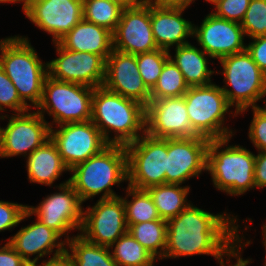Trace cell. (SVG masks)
<instances>
[{"label": "cell", "mask_w": 266, "mask_h": 266, "mask_svg": "<svg viewBox=\"0 0 266 266\" xmlns=\"http://www.w3.org/2000/svg\"><path fill=\"white\" fill-rule=\"evenodd\" d=\"M253 118L249 126L248 138L257 151H266V111L259 107H252Z\"/></svg>", "instance_id": "cell-38"}, {"label": "cell", "mask_w": 266, "mask_h": 266, "mask_svg": "<svg viewBox=\"0 0 266 266\" xmlns=\"http://www.w3.org/2000/svg\"><path fill=\"white\" fill-rule=\"evenodd\" d=\"M261 233H262L261 235L263 236L262 238L263 247H265V250H266V223L263 225ZM264 266H266V258H265Z\"/></svg>", "instance_id": "cell-46"}, {"label": "cell", "mask_w": 266, "mask_h": 266, "mask_svg": "<svg viewBox=\"0 0 266 266\" xmlns=\"http://www.w3.org/2000/svg\"><path fill=\"white\" fill-rule=\"evenodd\" d=\"M174 51V56L169 51V58L182 72L189 87L211 84L212 75L219 74L208 67L210 56L203 49L191 45L190 42L175 47Z\"/></svg>", "instance_id": "cell-25"}, {"label": "cell", "mask_w": 266, "mask_h": 266, "mask_svg": "<svg viewBox=\"0 0 266 266\" xmlns=\"http://www.w3.org/2000/svg\"><path fill=\"white\" fill-rule=\"evenodd\" d=\"M26 36L0 39V67L12 81L21 100L36 109L43 95L48 62H42ZM29 101V104H28Z\"/></svg>", "instance_id": "cell-3"}, {"label": "cell", "mask_w": 266, "mask_h": 266, "mask_svg": "<svg viewBox=\"0 0 266 266\" xmlns=\"http://www.w3.org/2000/svg\"><path fill=\"white\" fill-rule=\"evenodd\" d=\"M158 7L184 8L187 9L194 0H148Z\"/></svg>", "instance_id": "cell-44"}, {"label": "cell", "mask_w": 266, "mask_h": 266, "mask_svg": "<svg viewBox=\"0 0 266 266\" xmlns=\"http://www.w3.org/2000/svg\"><path fill=\"white\" fill-rule=\"evenodd\" d=\"M207 138H167L166 184L185 183L206 172Z\"/></svg>", "instance_id": "cell-18"}, {"label": "cell", "mask_w": 266, "mask_h": 266, "mask_svg": "<svg viewBox=\"0 0 266 266\" xmlns=\"http://www.w3.org/2000/svg\"><path fill=\"white\" fill-rule=\"evenodd\" d=\"M26 168L30 183L46 186H52L63 172L70 171L51 138L27 157Z\"/></svg>", "instance_id": "cell-24"}, {"label": "cell", "mask_w": 266, "mask_h": 266, "mask_svg": "<svg viewBox=\"0 0 266 266\" xmlns=\"http://www.w3.org/2000/svg\"><path fill=\"white\" fill-rule=\"evenodd\" d=\"M251 0H219L214 6L215 16L241 24Z\"/></svg>", "instance_id": "cell-37"}, {"label": "cell", "mask_w": 266, "mask_h": 266, "mask_svg": "<svg viewBox=\"0 0 266 266\" xmlns=\"http://www.w3.org/2000/svg\"><path fill=\"white\" fill-rule=\"evenodd\" d=\"M241 27L248 38L266 35V0H251Z\"/></svg>", "instance_id": "cell-34"}, {"label": "cell", "mask_w": 266, "mask_h": 266, "mask_svg": "<svg viewBox=\"0 0 266 266\" xmlns=\"http://www.w3.org/2000/svg\"><path fill=\"white\" fill-rule=\"evenodd\" d=\"M231 138L209 140L206 171L217 190L241 196L255 189V154L243 146L229 145Z\"/></svg>", "instance_id": "cell-5"}, {"label": "cell", "mask_w": 266, "mask_h": 266, "mask_svg": "<svg viewBox=\"0 0 266 266\" xmlns=\"http://www.w3.org/2000/svg\"><path fill=\"white\" fill-rule=\"evenodd\" d=\"M50 138L69 170L110 145L91 120L52 127Z\"/></svg>", "instance_id": "cell-12"}, {"label": "cell", "mask_w": 266, "mask_h": 266, "mask_svg": "<svg viewBox=\"0 0 266 266\" xmlns=\"http://www.w3.org/2000/svg\"><path fill=\"white\" fill-rule=\"evenodd\" d=\"M227 214L210 213L190 203L176 217L167 220L163 259L211 255L222 266L226 256L232 258L237 252L241 228L237 216Z\"/></svg>", "instance_id": "cell-1"}, {"label": "cell", "mask_w": 266, "mask_h": 266, "mask_svg": "<svg viewBox=\"0 0 266 266\" xmlns=\"http://www.w3.org/2000/svg\"><path fill=\"white\" fill-rule=\"evenodd\" d=\"M58 42L65 49L93 53L105 60L113 51V33L85 19L77 23Z\"/></svg>", "instance_id": "cell-23"}, {"label": "cell", "mask_w": 266, "mask_h": 266, "mask_svg": "<svg viewBox=\"0 0 266 266\" xmlns=\"http://www.w3.org/2000/svg\"><path fill=\"white\" fill-rule=\"evenodd\" d=\"M68 179L81 200L119 197L112 186L128 181L127 153L124 145L110 144L99 154L88 158L70 169ZM103 192V193H102Z\"/></svg>", "instance_id": "cell-4"}, {"label": "cell", "mask_w": 266, "mask_h": 266, "mask_svg": "<svg viewBox=\"0 0 266 266\" xmlns=\"http://www.w3.org/2000/svg\"><path fill=\"white\" fill-rule=\"evenodd\" d=\"M265 96H266V93H265ZM261 108L266 111V104H265V107L263 106Z\"/></svg>", "instance_id": "cell-49"}, {"label": "cell", "mask_w": 266, "mask_h": 266, "mask_svg": "<svg viewBox=\"0 0 266 266\" xmlns=\"http://www.w3.org/2000/svg\"><path fill=\"white\" fill-rule=\"evenodd\" d=\"M131 197V200L128 198ZM127 224H137L160 219L152 197L146 189L127 185L126 196L122 197Z\"/></svg>", "instance_id": "cell-30"}, {"label": "cell", "mask_w": 266, "mask_h": 266, "mask_svg": "<svg viewBox=\"0 0 266 266\" xmlns=\"http://www.w3.org/2000/svg\"><path fill=\"white\" fill-rule=\"evenodd\" d=\"M145 133L155 138H204L189 121L184 95L150 100L145 107Z\"/></svg>", "instance_id": "cell-14"}, {"label": "cell", "mask_w": 266, "mask_h": 266, "mask_svg": "<svg viewBox=\"0 0 266 266\" xmlns=\"http://www.w3.org/2000/svg\"><path fill=\"white\" fill-rule=\"evenodd\" d=\"M8 119V124L1 127L0 158L22 155L28 157L34 150L50 139V122L37 111L31 110L4 115L0 119Z\"/></svg>", "instance_id": "cell-11"}, {"label": "cell", "mask_w": 266, "mask_h": 266, "mask_svg": "<svg viewBox=\"0 0 266 266\" xmlns=\"http://www.w3.org/2000/svg\"><path fill=\"white\" fill-rule=\"evenodd\" d=\"M188 88L182 72L169 58L163 66L157 84L150 91V100L183 96Z\"/></svg>", "instance_id": "cell-32"}, {"label": "cell", "mask_w": 266, "mask_h": 266, "mask_svg": "<svg viewBox=\"0 0 266 266\" xmlns=\"http://www.w3.org/2000/svg\"><path fill=\"white\" fill-rule=\"evenodd\" d=\"M128 232L157 260H162L167 244V221L151 220L127 224Z\"/></svg>", "instance_id": "cell-28"}, {"label": "cell", "mask_w": 266, "mask_h": 266, "mask_svg": "<svg viewBox=\"0 0 266 266\" xmlns=\"http://www.w3.org/2000/svg\"><path fill=\"white\" fill-rule=\"evenodd\" d=\"M85 209L79 235L100 246L110 247L128 232L122 196L98 199Z\"/></svg>", "instance_id": "cell-13"}, {"label": "cell", "mask_w": 266, "mask_h": 266, "mask_svg": "<svg viewBox=\"0 0 266 266\" xmlns=\"http://www.w3.org/2000/svg\"><path fill=\"white\" fill-rule=\"evenodd\" d=\"M218 61L222 65L225 84L221 90L228 103L235 107V112L230 111L229 116L234 114L235 117L248 111L250 107H259L257 102H260L266 93V75L253 61L250 53L245 49Z\"/></svg>", "instance_id": "cell-6"}, {"label": "cell", "mask_w": 266, "mask_h": 266, "mask_svg": "<svg viewBox=\"0 0 266 266\" xmlns=\"http://www.w3.org/2000/svg\"><path fill=\"white\" fill-rule=\"evenodd\" d=\"M168 59L169 51L163 49L136 55L140 76L150 91L157 84L163 66Z\"/></svg>", "instance_id": "cell-33"}, {"label": "cell", "mask_w": 266, "mask_h": 266, "mask_svg": "<svg viewBox=\"0 0 266 266\" xmlns=\"http://www.w3.org/2000/svg\"><path fill=\"white\" fill-rule=\"evenodd\" d=\"M113 49L137 55L158 49L152 33L150 2L123 9L121 19L113 32Z\"/></svg>", "instance_id": "cell-17"}, {"label": "cell", "mask_w": 266, "mask_h": 266, "mask_svg": "<svg viewBox=\"0 0 266 266\" xmlns=\"http://www.w3.org/2000/svg\"><path fill=\"white\" fill-rule=\"evenodd\" d=\"M156 206L161 219L168 220L176 217L191 201L187 200L190 186L179 184H160L146 189Z\"/></svg>", "instance_id": "cell-26"}, {"label": "cell", "mask_w": 266, "mask_h": 266, "mask_svg": "<svg viewBox=\"0 0 266 266\" xmlns=\"http://www.w3.org/2000/svg\"><path fill=\"white\" fill-rule=\"evenodd\" d=\"M53 44L58 58L48 62L50 77L93 88L103 86L106 60L102 56L68 50L59 42Z\"/></svg>", "instance_id": "cell-15"}, {"label": "cell", "mask_w": 266, "mask_h": 266, "mask_svg": "<svg viewBox=\"0 0 266 266\" xmlns=\"http://www.w3.org/2000/svg\"><path fill=\"white\" fill-rule=\"evenodd\" d=\"M66 252L74 266H118L113 260L109 247L85 240L79 234L66 242Z\"/></svg>", "instance_id": "cell-27"}, {"label": "cell", "mask_w": 266, "mask_h": 266, "mask_svg": "<svg viewBox=\"0 0 266 266\" xmlns=\"http://www.w3.org/2000/svg\"><path fill=\"white\" fill-rule=\"evenodd\" d=\"M3 115L0 114V118L2 117ZM0 135H1V126H0Z\"/></svg>", "instance_id": "cell-50"}, {"label": "cell", "mask_w": 266, "mask_h": 266, "mask_svg": "<svg viewBox=\"0 0 266 266\" xmlns=\"http://www.w3.org/2000/svg\"><path fill=\"white\" fill-rule=\"evenodd\" d=\"M103 87L145 107L150 102V90L140 76L136 55L133 54L113 49L106 59Z\"/></svg>", "instance_id": "cell-20"}, {"label": "cell", "mask_w": 266, "mask_h": 266, "mask_svg": "<svg viewBox=\"0 0 266 266\" xmlns=\"http://www.w3.org/2000/svg\"><path fill=\"white\" fill-rule=\"evenodd\" d=\"M189 121L196 132L209 140L233 137V130L224 126L225 114L232 107L219 85L189 87L184 94Z\"/></svg>", "instance_id": "cell-8"}, {"label": "cell", "mask_w": 266, "mask_h": 266, "mask_svg": "<svg viewBox=\"0 0 266 266\" xmlns=\"http://www.w3.org/2000/svg\"><path fill=\"white\" fill-rule=\"evenodd\" d=\"M22 10L54 43L83 19V0H24Z\"/></svg>", "instance_id": "cell-16"}, {"label": "cell", "mask_w": 266, "mask_h": 266, "mask_svg": "<svg viewBox=\"0 0 266 266\" xmlns=\"http://www.w3.org/2000/svg\"><path fill=\"white\" fill-rule=\"evenodd\" d=\"M30 216L32 214L27 210V204L0 200V232L17 227Z\"/></svg>", "instance_id": "cell-36"}, {"label": "cell", "mask_w": 266, "mask_h": 266, "mask_svg": "<svg viewBox=\"0 0 266 266\" xmlns=\"http://www.w3.org/2000/svg\"><path fill=\"white\" fill-rule=\"evenodd\" d=\"M206 2H209L210 4H213L214 6L219 2V0H205ZM195 2V0H194Z\"/></svg>", "instance_id": "cell-48"}, {"label": "cell", "mask_w": 266, "mask_h": 266, "mask_svg": "<svg viewBox=\"0 0 266 266\" xmlns=\"http://www.w3.org/2000/svg\"><path fill=\"white\" fill-rule=\"evenodd\" d=\"M38 262L30 263L28 266H74L70 255L65 251L57 256H50L46 261L43 260L41 264Z\"/></svg>", "instance_id": "cell-42"}, {"label": "cell", "mask_w": 266, "mask_h": 266, "mask_svg": "<svg viewBox=\"0 0 266 266\" xmlns=\"http://www.w3.org/2000/svg\"><path fill=\"white\" fill-rule=\"evenodd\" d=\"M250 39H252V42L246 45V50L250 53L257 66L266 75V35Z\"/></svg>", "instance_id": "cell-39"}, {"label": "cell", "mask_w": 266, "mask_h": 266, "mask_svg": "<svg viewBox=\"0 0 266 266\" xmlns=\"http://www.w3.org/2000/svg\"><path fill=\"white\" fill-rule=\"evenodd\" d=\"M128 185L137 189L166 184L167 138L146 133L125 145Z\"/></svg>", "instance_id": "cell-9"}, {"label": "cell", "mask_w": 266, "mask_h": 266, "mask_svg": "<svg viewBox=\"0 0 266 266\" xmlns=\"http://www.w3.org/2000/svg\"><path fill=\"white\" fill-rule=\"evenodd\" d=\"M12 110V113L19 114L30 110L19 97L16 88L7 74L0 67V112Z\"/></svg>", "instance_id": "cell-35"}, {"label": "cell", "mask_w": 266, "mask_h": 266, "mask_svg": "<svg viewBox=\"0 0 266 266\" xmlns=\"http://www.w3.org/2000/svg\"><path fill=\"white\" fill-rule=\"evenodd\" d=\"M93 92V87L56 80L47 75L42 100L36 109L42 117L45 112L53 117L49 124L51 128L55 124L86 122L92 117Z\"/></svg>", "instance_id": "cell-7"}, {"label": "cell", "mask_w": 266, "mask_h": 266, "mask_svg": "<svg viewBox=\"0 0 266 266\" xmlns=\"http://www.w3.org/2000/svg\"><path fill=\"white\" fill-rule=\"evenodd\" d=\"M110 1L117 3L118 5L126 9V8L135 7L140 3H142L144 0H110Z\"/></svg>", "instance_id": "cell-45"}, {"label": "cell", "mask_w": 266, "mask_h": 266, "mask_svg": "<svg viewBox=\"0 0 266 266\" xmlns=\"http://www.w3.org/2000/svg\"><path fill=\"white\" fill-rule=\"evenodd\" d=\"M0 266H28V263L6 242L0 246Z\"/></svg>", "instance_id": "cell-40"}, {"label": "cell", "mask_w": 266, "mask_h": 266, "mask_svg": "<svg viewBox=\"0 0 266 266\" xmlns=\"http://www.w3.org/2000/svg\"><path fill=\"white\" fill-rule=\"evenodd\" d=\"M91 121L109 144L125 146L145 133V106L103 86L97 87L92 97Z\"/></svg>", "instance_id": "cell-2"}, {"label": "cell", "mask_w": 266, "mask_h": 266, "mask_svg": "<svg viewBox=\"0 0 266 266\" xmlns=\"http://www.w3.org/2000/svg\"><path fill=\"white\" fill-rule=\"evenodd\" d=\"M123 9L110 0H83V19L105 27L113 33L121 19Z\"/></svg>", "instance_id": "cell-31"}, {"label": "cell", "mask_w": 266, "mask_h": 266, "mask_svg": "<svg viewBox=\"0 0 266 266\" xmlns=\"http://www.w3.org/2000/svg\"><path fill=\"white\" fill-rule=\"evenodd\" d=\"M240 234L238 233V250L237 252L233 255V258L236 259V263L235 264H229L230 258L225 259L227 262L226 264L224 263L222 266H248L250 263H252V259H243L241 256V251L244 249L245 246L250 245L251 240H246V242H244V236H239ZM243 238V242H242V238Z\"/></svg>", "instance_id": "cell-43"}, {"label": "cell", "mask_w": 266, "mask_h": 266, "mask_svg": "<svg viewBox=\"0 0 266 266\" xmlns=\"http://www.w3.org/2000/svg\"><path fill=\"white\" fill-rule=\"evenodd\" d=\"M184 8L158 7L150 3V20L154 41L158 49L171 51L193 38V23L182 17Z\"/></svg>", "instance_id": "cell-22"}, {"label": "cell", "mask_w": 266, "mask_h": 266, "mask_svg": "<svg viewBox=\"0 0 266 266\" xmlns=\"http://www.w3.org/2000/svg\"><path fill=\"white\" fill-rule=\"evenodd\" d=\"M0 3H4V4H6V3H23V1L22 0H0Z\"/></svg>", "instance_id": "cell-47"}, {"label": "cell", "mask_w": 266, "mask_h": 266, "mask_svg": "<svg viewBox=\"0 0 266 266\" xmlns=\"http://www.w3.org/2000/svg\"><path fill=\"white\" fill-rule=\"evenodd\" d=\"M254 182L255 188L266 187V151H258L255 155Z\"/></svg>", "instance_id": "cell-41"}, {"label": "cell", "mask_w": 266, "mask_h": 266, "mask_svg": "<svg viewBox=\"0 0 266 266\" xmlns=\"http://www.w3.org/2000/svg\"><path fill=\"white\" fill-rule=\"evenodd\" d=\"M55 188L60 192L47 195L36 207L27 205V210L48 228L56 231L61 237H66L64 240L67 242L72 238L69 236L72 230L81 229L83 201L69 180L63 181Z\"/></svg>", "instance_id": "cell-10"}, {"label": "cell", "mask_w": 266, "mask_h": 266, "mask_svg": "<svg viewBox=\"0 0 266 266\" xmlns=\"http://www.w3.org/2000/svg\"><path fill=\"white\" fill-rule=\"evenodd\" d=\"M109 249L118 266H150L157 261L129 232L119 237Z\"/></svg>", "instance_id": "cell-29"}, {"label": "cell", "mask_w": 266, "mask_h": 266, "mask_svg": "<svg viewBox=\"0 0 266 266\" xmlns=\"http://www.w3.org/2000/svg\"><path fill=\"white\" fill-rule=\"evenodd\" d=\"M211 59H218L246 49L241 24L209 13L200 26L193 24V38Z\"/></svg>", "instance_id": "cell-19"}, {"label": "cell", "mask_w": 266, "mask_h": 266, "mask_svg": "<svg viewBox=\"0 0 266 266\" xmlns=\"http://www.w3.org/2000/svg\"><path fill=\"white\" fill-rule=\"evenodd\" d=\"M51 228L36 219L30 225L22 227L7 241L12 248L28 263L38 262L48 255L57 256L66 251V241ZM56 248V249H54ZM54 249V250H53ZM35 258L31 259V256Z\"/></svg>", "instance_id": "cell-21"}]
</instances>
